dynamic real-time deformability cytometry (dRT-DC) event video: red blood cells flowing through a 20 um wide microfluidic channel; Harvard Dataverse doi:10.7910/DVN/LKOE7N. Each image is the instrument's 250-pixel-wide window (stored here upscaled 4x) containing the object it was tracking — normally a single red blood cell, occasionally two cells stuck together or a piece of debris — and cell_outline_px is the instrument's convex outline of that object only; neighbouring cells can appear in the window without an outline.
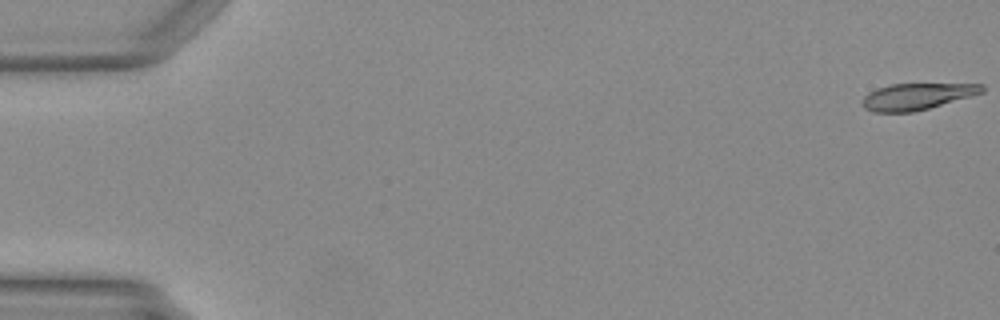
{"species": "Egyptian fruit bat (a non-hibernating species)", "species_latin": "Rousettus aegyptiacus", "temperature_condition": "warm", "stored_images_in_passage": 50, "camera_frame_rate_fps": 3000, "um_per_image_px": 0.085, "animal": {"sex": "female"}, "frame": {"image": 1, "passage_image": 1, "time_ms": 0.0, "image_size_px": [1000, 320], "cell_outline_px": [[984, 92], [928, 108], [912, 112], [872, 112], [864, 108], [860, 104], [864, 96], [868, 92], [876, 88], [892, 84], [984, 84]], "centroid_in_image_um": [77.87, 8.2], "position_along_channel_um": 7.1, "area_um2": 18.38}}
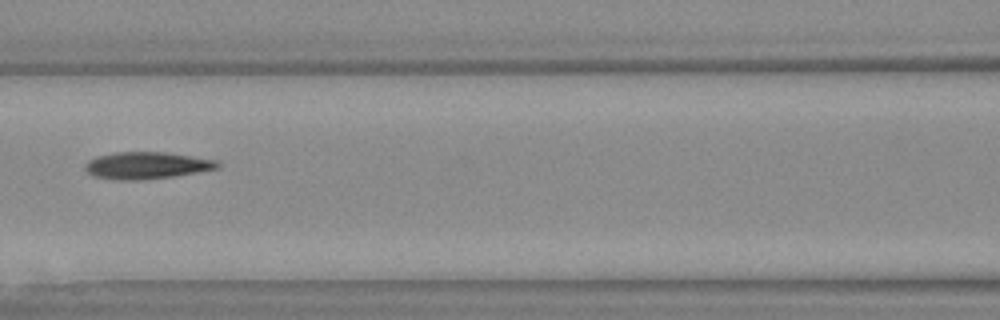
{"frame": {"image": 2, "passage_image": 23, "time_ms": 7.333, "image_size_px": [1000, 320], "cell_outline_px": [[220, 168], [172, 176], [140, 180], [116, 180], [96, 176], [88, 172], [84, 168], [88, 160], [96, 156], [116, 152], [164, 152], [216, 160], [220, 164]], "centroid_in_image_um": [12.45, 14.06], "position_along_channel_um": 154.2, "area_um2": 20.58}}
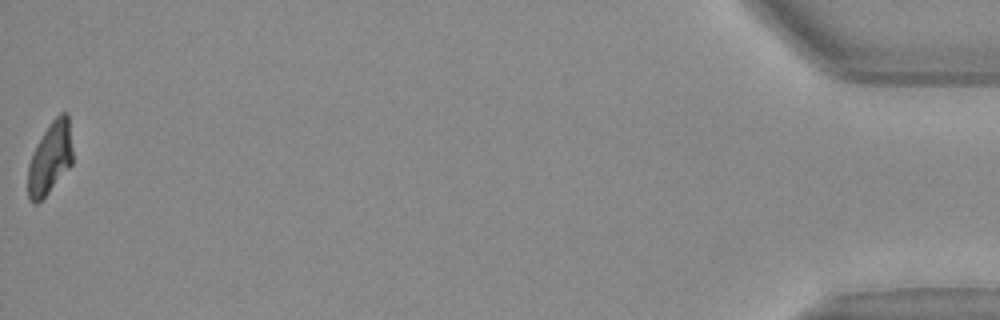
{"frame": {"image": 3, "passage_image": 50, "time_ms": 16.333, "image_size_px": [1000, 320], "cell_outline_px": [[72, 164], [48, 192], [36, 204], [32, 204], [28, 200], [28, 164], [48, 124], [60, 112], [68, 112], [72, 152]], "centroid_in_image_um": [4.26, 13.44], "position_along_channel_um": 430.9, "area_um2": 18.44}}